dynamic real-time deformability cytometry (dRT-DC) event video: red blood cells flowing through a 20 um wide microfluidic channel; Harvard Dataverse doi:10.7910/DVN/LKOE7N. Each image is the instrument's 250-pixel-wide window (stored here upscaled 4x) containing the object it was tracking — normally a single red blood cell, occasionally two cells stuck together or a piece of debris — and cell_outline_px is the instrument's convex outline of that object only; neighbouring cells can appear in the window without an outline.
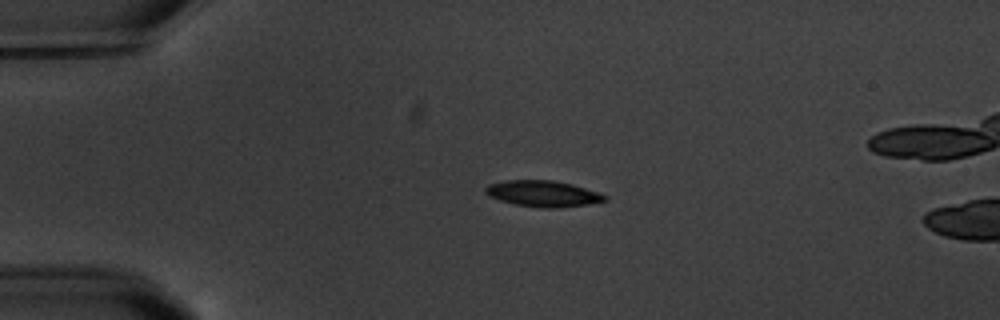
{"species": "common noctule bat (a hibernating species)", "species_latin": "Nyctalus noctula", "temperature_condition": "warm", "stored_images_in_passage": 5, "camera_frame_rate_fps": 3000, "um_per_image_px": 0.085, "animal": {"sex": "male", "body_mass_g": 20.1, "forearm_length_mm": 53.5}, "frame": {"image": 1, "passage_image": 3, "time_ms": 3.0, "image_size_px": [1000, 320], "cell_outline_px": [[608, 200], [588, 204], [556, 208], [540, 208], [516, 204], [500, 200], [488, 196], [484, 192], [484, 188], [488, 184], [508, 180], [552, 180], [572, 184], [600, 192], [608, 196]], "centroid_in_image_um": [46.17, 16.46], "position_along_channel_um": 38.8, "area_um2": 18.26}}